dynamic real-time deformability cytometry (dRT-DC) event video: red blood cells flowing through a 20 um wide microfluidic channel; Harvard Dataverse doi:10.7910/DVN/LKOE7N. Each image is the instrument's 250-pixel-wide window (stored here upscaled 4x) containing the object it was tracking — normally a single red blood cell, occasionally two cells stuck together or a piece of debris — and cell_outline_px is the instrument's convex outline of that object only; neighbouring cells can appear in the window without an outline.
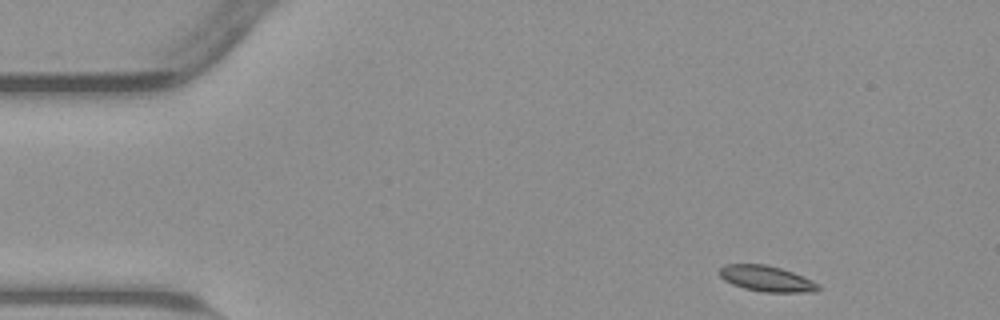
{"species": "common noctule bat (a hibernating species)", "species_latin": "Nyctalus noctula", "temperature_condition": "warm", "stored_images_in_passage": 49, "camera_frame_rate_fps": 3000, "um_per_image_px": 0.085, "animal": {"sex": "male", "body_mass_g": 23.1, "forearm_length_mm": 52.7}, "frame": {"image": 1, "passage_image": 1, "time_ms": 0.0, "image_size_px": [1000, 320], "cell_outline_px": [[820, 288], [816, 292], [764, 292], [744, 288], [732, 284], [724, 280], [720, 276], [720, 268], [724, 264], [768, 264], [804, 276], [820, 284]], "centroid_in_image_um": [65.18, 23.68], "position_along_channel_um": 19.8, "area_um2": 14.91}}
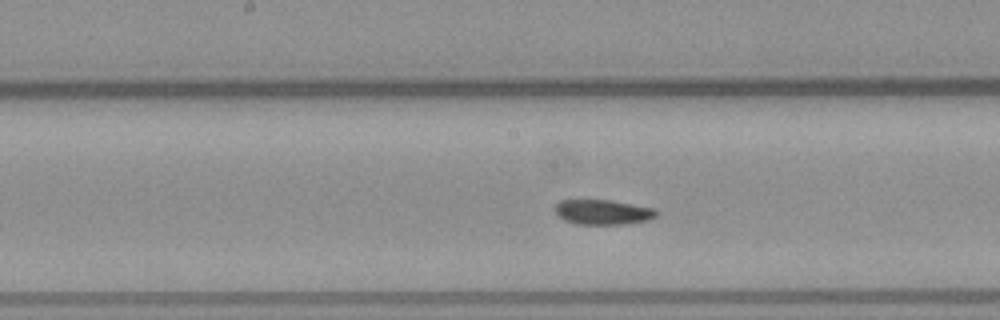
{"frame": {"image": 2, "passage_image": 22, "time_ms": 7.0, "image_size_px": [1000, 320], "cell_outline_px": [[660, 212], [656, 216], [648, 220], [620, 224], [576, 224], [564, 220], [552, 208], [560, 200], [612, 200], [656, 208]], "centroid_in_image_um": [51.26, 18.02], "position_along_channel_um": 196.9, "area_um2": 14.85}}
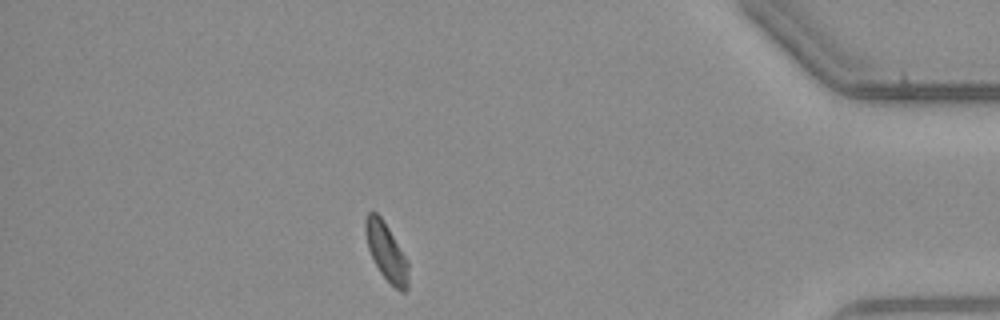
{"frame": {"image": 3, "passage_image": 42, "time_ms": 13.667, "image_size_px": [1000, 320], "cell_outline_px": [[408, 288], [404, 292], [400, 292], [380, 272], [368, 248], [364, 232], [364, 220], [368, 212], [376, 212], [380, 216], [388, 228], [408, 260]], "centroid_in_image_um": [32.83, 21.39], "position_along_channel_um": 402.4, "area_um2": 14.28}}